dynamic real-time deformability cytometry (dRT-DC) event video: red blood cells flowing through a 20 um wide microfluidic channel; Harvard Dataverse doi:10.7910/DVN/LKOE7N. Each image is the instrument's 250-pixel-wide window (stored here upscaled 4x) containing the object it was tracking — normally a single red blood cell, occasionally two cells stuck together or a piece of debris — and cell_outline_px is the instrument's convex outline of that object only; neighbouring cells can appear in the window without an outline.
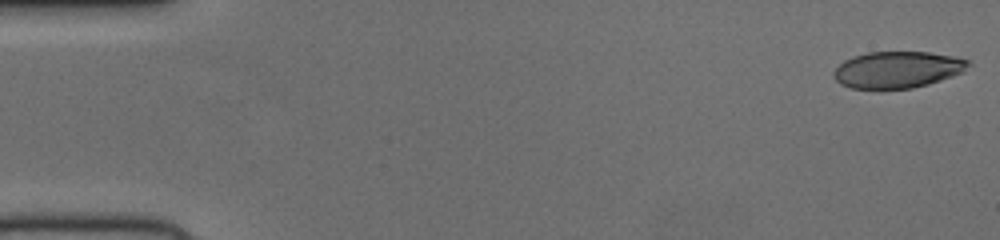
{"species": "human", "species_latin": "Homo sapiens", "temperature_condition": "cold", "stored_images_in_passage": 52, "camera_frame_rate_fps": 3000, "um_per_image_px": 0.085, "donor": {"sex": "female"}, "frame": {"image": 1, "passage_image": 1, "time_ms": 0.0, "image_size_px": [1000, 240], "cell_outline_px": [[972, 64], [960, 72], [952, 76], [928, 84], [912, 88], [852, 88], [840, 84], [832, 76], [832, 72], [844, 60], [868, 52], [928, 52], [952, 56], [968, 60]], "centroid_in_image_um": [76.26, 5.92], "position_along_channel_um": 8.7, "area_um2": 28.38}}
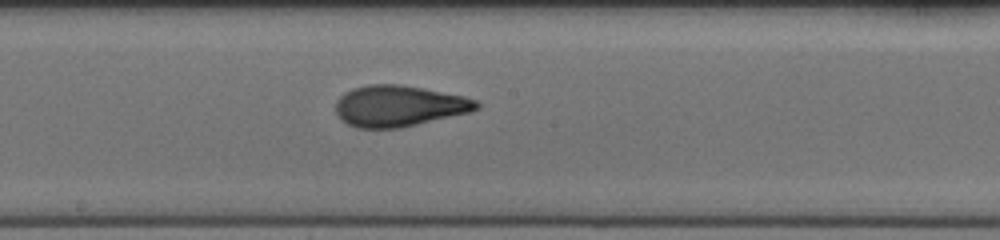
{"frame": {"image": 2, "passage_image": 28, "time_ms": 9.0, "image_size_px": [1000, 240], "cell_outline_px": [[480, 108], [472, 112], [400, 128], [356, 128], [340, 120], [336, 116], [336, 100], [344, 92], [352, 88], [368, 84], [400, 84], [464, 96], [476, 100], [480, 104]], "centroid_in_image_um": [33.89, 9.01], "position_along_channel_um": 214.3, "area_um2": 34.04}}
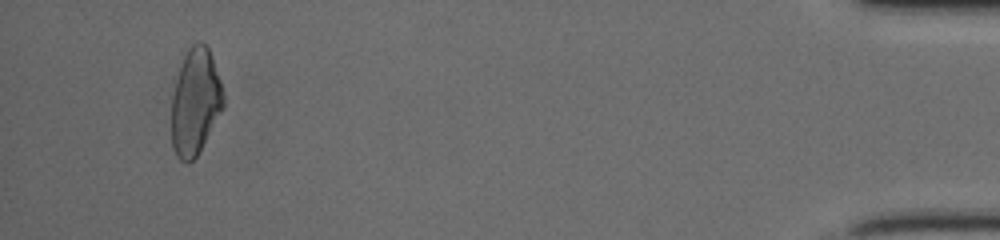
{"frame": {"image": 3, "passage_image": 49, "time_ms": 16.0, "image_size_px": [1000, 240], "cell_outline_px": [[224, 108], [196, 156], [188, 164], [180, 160], [176, 156], [172, 148], [172, 96], [176, 80], [184, 56], [188, 48], [196, 40], [200, 40], [208, 48], [212, 56], [220, 80], [224, 96]], "centroid_in_image_um": [16.6, 8.66], "position_along_channel_um": 418.6, "area_um2": 32.08}}